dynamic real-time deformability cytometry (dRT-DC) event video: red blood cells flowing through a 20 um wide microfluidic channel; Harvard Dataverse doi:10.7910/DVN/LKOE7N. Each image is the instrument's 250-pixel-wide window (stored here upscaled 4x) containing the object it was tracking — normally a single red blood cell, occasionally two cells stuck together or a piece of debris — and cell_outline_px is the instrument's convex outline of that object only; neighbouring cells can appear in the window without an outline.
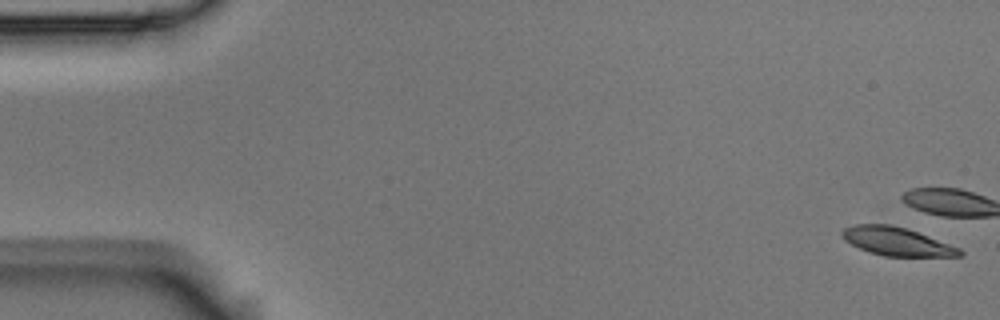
{"species": "Egyptian fruit bat (a non-hibernating species)", "species_latin": "Rousettus aegyptiacus", "temperature_condition": "room temperature", "stored_images_in_passage": 9, "camera_frame_rate_fps": 3000, "um_per_image_px": 0.085, "animal": {"sex": "male"}, "frame": {"image": 1, "passage_image": 1, "time_ms": 0.0, "image_size_px": [1000, 320], "cell_outline_px": [[964, 252], [960, 256], [884, 256], [868, 252], [844, 240], [840, 236], [840, 232], [844, 228], [856, 224], [892, 224], [916, 232], [960, 248]], "centroid_in_image_um": [76.17, 20.52], "position_along_channel_um": 8.8, "area_um2": 19.25}}
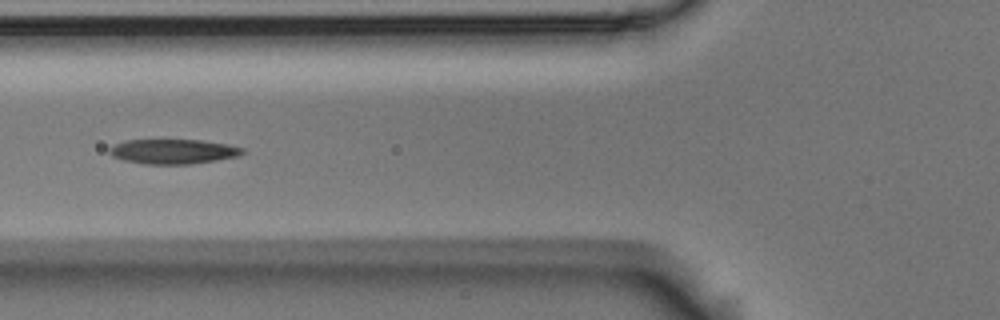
{"frame": {"image": 2, "passage_image": 7, "time_ms": 2.0, "image_size_px": [1000, 320], "cell_outline_px": [[244, 152], [236, 156], [216, 160], [188, 164], [144, 164], [124, 160], [112, 156], [108, 152], [108, 148], [124, 140], [200, 140], [228, 144], [244, 148]], "centroid_in_image_um": [14.69, 12.87], "position_along_channel_um": 111.1, "area_um2": 19.07}}
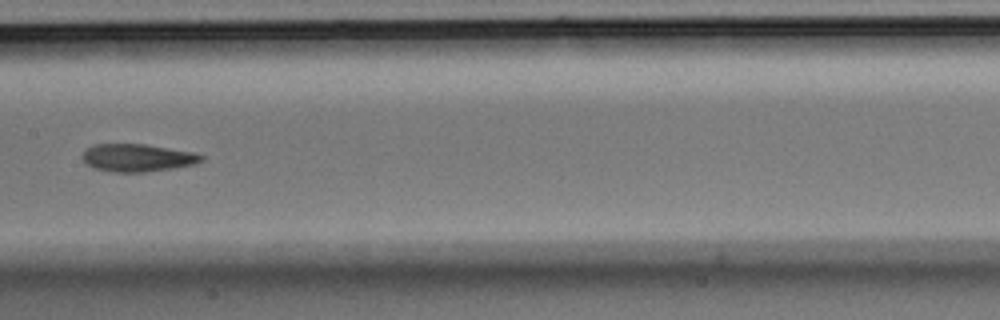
{"frame": {"image": 3, "passage_image": 9, "time_ms": 2.667, "image_size_px": [1000, 320], "cell_outline_px": [[204, 160], [196, 164], [176, 168], [144, 172], [112, 172], [96, 168], [88, 164], [84, 160], [84, 152], [92, 144], [144, 144], [192, 152], [204, 156]], "centroid_in_image_um": [11.73, 13.41], "position_along_channel_um": 195.7, "area_um2": 19.02}}